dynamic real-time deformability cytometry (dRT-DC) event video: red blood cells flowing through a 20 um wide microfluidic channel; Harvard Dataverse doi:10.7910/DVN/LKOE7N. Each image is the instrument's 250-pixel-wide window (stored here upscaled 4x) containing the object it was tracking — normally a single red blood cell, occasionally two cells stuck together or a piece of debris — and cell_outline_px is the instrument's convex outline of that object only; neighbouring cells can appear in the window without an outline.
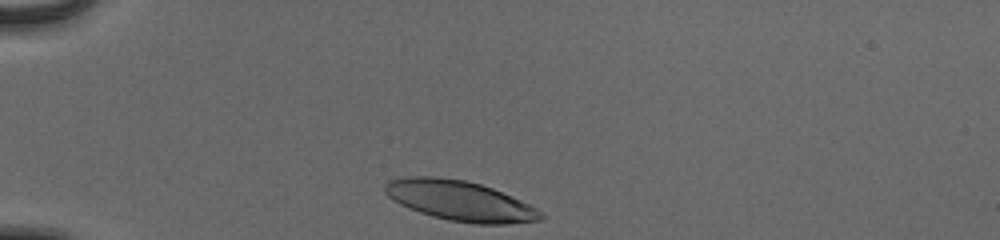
{"species": "human", "species_latin": "Homo sapiens", "temperature_condition": "cold", "stored_images_in_passage": 32, "camera_frame_rate_fps": 3000, "um_per_image_px": 0.085, "donor": {"sex": "male"}, "frame": {"image": 1, "passage_image": 1, "time_ms": 0.0, "image_size_px": [1000, 240], "cell_outline_px": [[544, 216], [540, 220], [508, 224], [476, 224], [448, 220], [432, 216], [420, 212], [400, 204], [392, 200], [384, 192], [384, 184], [388, 180], [408, 176], [436, 176], [464, 180], [480, 184], [492, 188], [512, 196], [544, 212]], "centroid_in_image_um": [39.08, 17.06], "position_along_channel_um": 45.9, "area_um2": 36.47}}
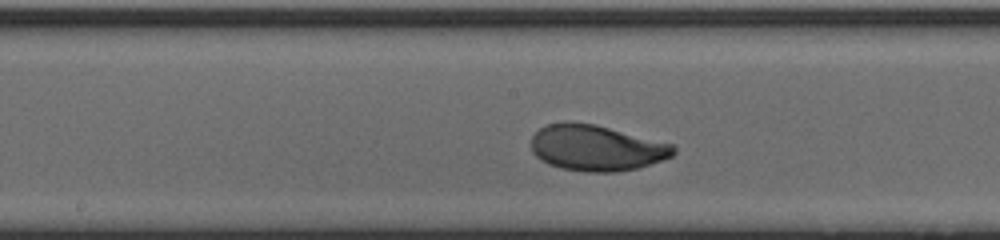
{"frame": {"image": 2, "passage_image": 16, "time_ms": 5.0, "image_size_px": [1000, 240], "cell_outline_px": [[676, 152], [672, 156], [640, 168], [616, 172], [584, 172], [560, 168], [548, 164], [540, 160], [532, 152], [532, 136], [540, 128], [548, 124], [568, 120], [596, 124], [672, 144], [676, 148]], "centroid_in_image_um": [50.68, 12.57], "position_along_channel_um": 197.5, "area_um2": 38.38}}
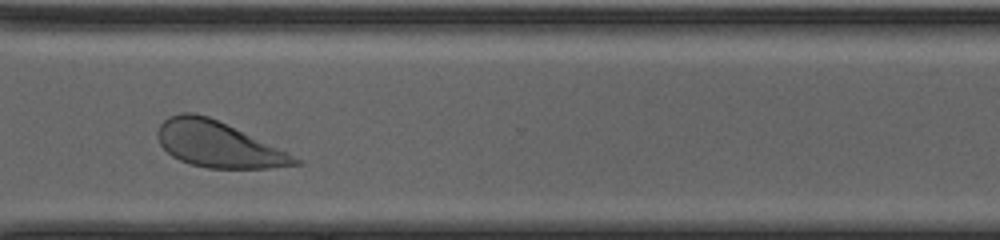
{"frame": {"image": 3, "passage_image": 28, "time_ms": 9.0, "image_size_px": [1000, 240], "cell_outline_px": [[300, 164], [268, 168], [208, 168], [192, 164], [180, 160], [172, 156], [160, 144], [156, 136], [156, 132], [160, 124], [168, 116], [180, 112], [192, 112], [208, 116], [288, 152], [300, 160]], "centroid_in_image_um": [18.48, 12.26], "position_along_channel_um": 352.1, "area_um2": 36.24}, "authors_computed_cell_mechanics": {"area_um2": 36.992, "velocity_mm_per_s": 3.84, "shape_relaxation_time_tau1_ms": 1.7555, "shape_relaxation_time_tau2_ms": null, "deformation_change_tau1": 0.1375, "deformation_change_tau2": null}}